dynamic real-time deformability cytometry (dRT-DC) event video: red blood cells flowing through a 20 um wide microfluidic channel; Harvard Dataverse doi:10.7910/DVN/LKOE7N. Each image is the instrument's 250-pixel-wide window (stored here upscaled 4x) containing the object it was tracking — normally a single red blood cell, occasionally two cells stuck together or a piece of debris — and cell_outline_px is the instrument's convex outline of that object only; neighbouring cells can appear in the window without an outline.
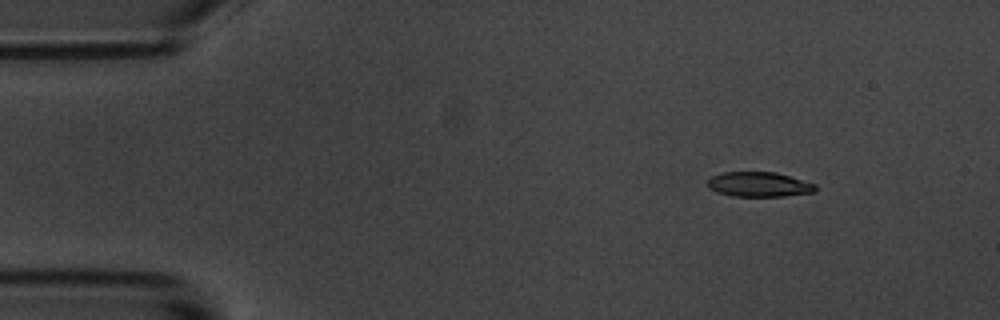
{"species": "common noctule bat (a hibernating species)", "species_latin": "Nyctalus noctula", "temperature_condition": "room temperature", "stored_images_in_passage": 3, "camera_frame_rate_fps": 3000, "um_per_image_px": 0.085, "animal": {"sex": "male", "body_mass_g": 20.1, "forearm_length_mm": 53.5}, "frame": {"image": 1, "passage_image": 1, "time_ms": 0.0, "image_size_px": [1000, 320], "cell_outline_px": [[816, 192], [784, 196], [732, 196], [716, 192], [708, 188], [708, 180], [712, 176], [724, 172], [776, 172], [816, 184]], "centroid_in_image_um": [64.52, 15.68], "position_along_channel_um": 20.5, "area_um2": 15.61}}
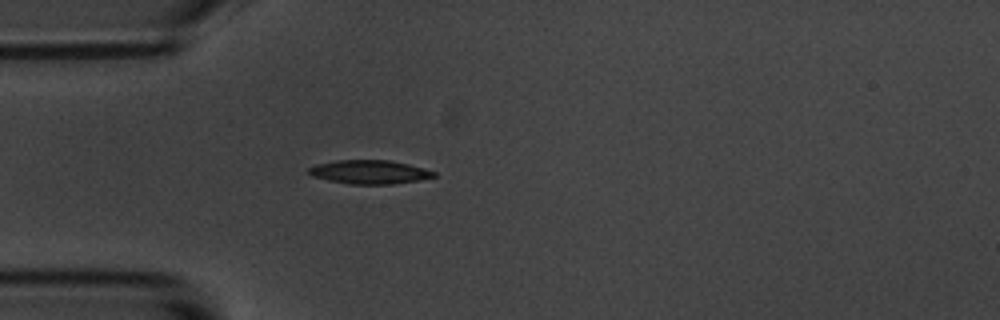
{"frame": {"image": 2, "passage_image": 3, "time_ms": 3.0, "image_size_px": [1000, 320], "cell_outline_px": [[436, 176], [420, 180], [392, 184], [348, 184], [328, 180], [312, 176], [308, 172], [308, 168], [316, 164], [336, 160], [388, 160], [408, 164], [424, 168], [436, 172]], "centroid_in_image_um": [31.4, 14.62], "position_along_channel_um": 53.6, "area_um2": 17.34}}